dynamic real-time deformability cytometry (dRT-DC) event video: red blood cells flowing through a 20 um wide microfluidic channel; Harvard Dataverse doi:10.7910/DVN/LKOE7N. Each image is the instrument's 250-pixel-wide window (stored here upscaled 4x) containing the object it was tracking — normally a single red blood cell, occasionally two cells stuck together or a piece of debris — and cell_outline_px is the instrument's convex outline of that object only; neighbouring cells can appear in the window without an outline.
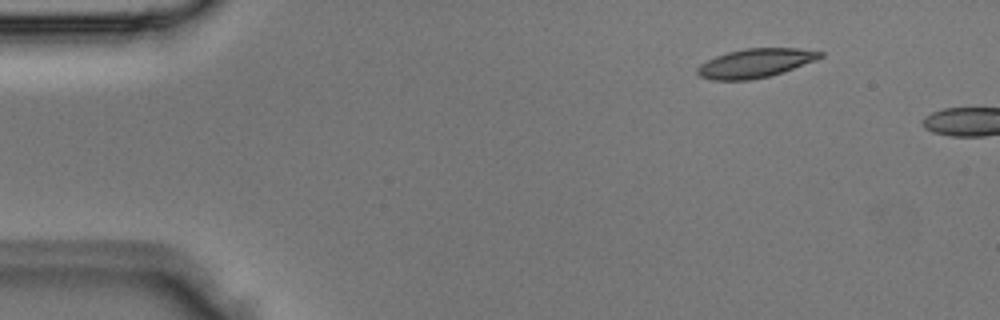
{"species": "Egyptian fruit bat (a non-hibernating species)", "species_latin": "Rousettus aegyptiacus", "temperature_condition": "room temperature", "stored_images_in_passage": 2, "camera_frame_rate_fps": 3000, "um_per_image_px": 0.085, "animal": {"sex": "male"}, "frame": {"image": 1, "passage_image": 1, "time_ms": 0.0, "image_size_px": [1000, 320], "cell_outline_px": [[824, 56], [816, 60], [784, 72], [752, 80], [712, 80], [700, 76], [696, 72], [696, 68], [700, 64], [716, 56], [728, 52], [748, 48], [800, 48], [824, 52]], "centroid_in_image_um": [64.23, 5.37], "position_along_channel_um": 20.8, "area_um2": 20.75}}